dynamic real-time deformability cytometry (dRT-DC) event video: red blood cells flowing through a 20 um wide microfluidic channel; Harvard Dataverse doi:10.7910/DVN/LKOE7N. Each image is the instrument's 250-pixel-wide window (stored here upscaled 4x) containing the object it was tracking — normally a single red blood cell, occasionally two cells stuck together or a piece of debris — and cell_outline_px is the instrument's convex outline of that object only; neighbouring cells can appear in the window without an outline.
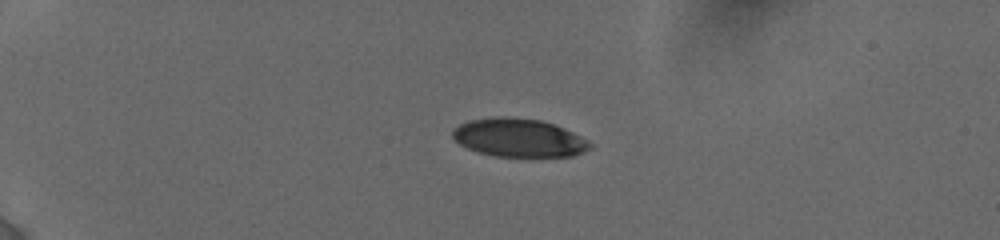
{"species": "human", "species_latin": "Homo sapiens", "temperature_condition": "cold", "stored_images_in_passage": 18, "camera_frame_rate_fps": 3000, "um_per_image_px": 0.085, "donor": {"sex": "female"}, "frame": {"image": 1, "passage_image": 1, "time_ms": 0.0, "image_size_px": [1000, 240], "cell_outline_px": [[592, 148], [584, 152], [572, 156], [496, 156], [476, 152], [460, 144], [452, 136], [452, 128], [468, 120], [496, 116], [508, 116], [540, 120], [564, 128], [588, 140], [592, 144]], "centroid_in_image_um": [44.08, 11.7], "position_along_channel_um": 40.9, "area_um2": 30.75}}
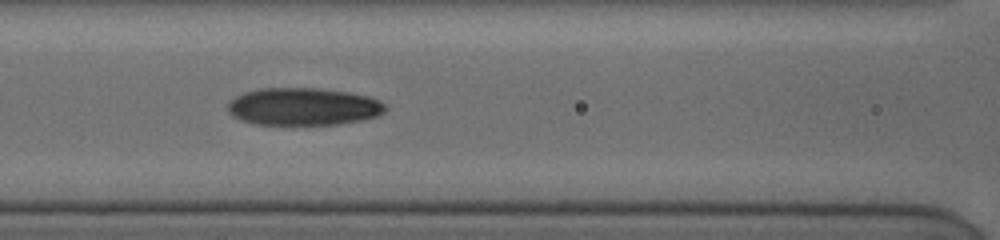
{"frame": {"image": 2, "passage_image": 16, "time_ms": 4.333, "image_size_px": [1000, 240], "cell_outline_px": [[388, 108], [380, 116], [364, 120], [340, 124], [256, 124], [240, 120], [232, 116], [228, 112], [228, 100], [244, 92], [260, 88], [316, 88], [348, 92], [368, 96], [384, 104]], "centroid_in_image_um": [25.77, 9.06], "position_along_channel_um": 140.8, "area_um2": 34.62}}
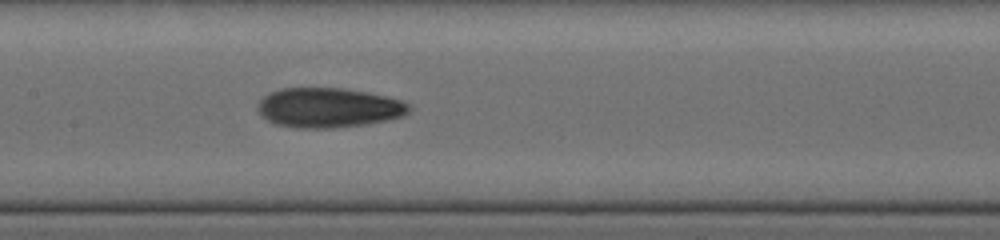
{"frame": {"image": 3, "passage_image": 18, "time_ms": 5.333, "image_size_px": [1000, 240], "cell_outline_px": [[412, 108], [404, 116], [364, 124], [332, 128], [300, 128], [276, 124], [260, 116], [256, 108], [260, 100], [264, 96], [272, 92], [284, 88], [340, 88], [364, 92], [384, 96], [400, 100], [412, 104]], "centroid_in_image_um": [27.91, 9.16], "position_along_channel_um": 179.5, "area_um2": 34.8}}